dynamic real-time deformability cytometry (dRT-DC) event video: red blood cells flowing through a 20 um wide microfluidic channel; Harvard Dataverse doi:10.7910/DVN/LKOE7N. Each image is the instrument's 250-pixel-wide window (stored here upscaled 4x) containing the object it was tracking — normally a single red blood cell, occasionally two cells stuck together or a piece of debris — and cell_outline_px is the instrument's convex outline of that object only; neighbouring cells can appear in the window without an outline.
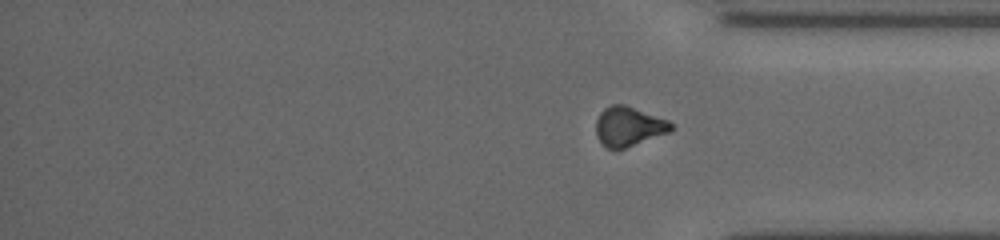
{"species": "common noctule bat (a hibernating species)", "species_latin": "Nyctalus noctula", "temperature_condition": "cold", "stored_images_in_passage": 36, "segment_of_instrument_passage": [2, 2], "camera_frame_rate_fps": 3000, "um_per_image_px": 0.085, "animal": {"sex": "female", "body_mass_g": 19.5, "forearm_length_mm": 54.1}, "frame": {"image": 1, "passage_image": 36, "time_ms": 14.333, "image_size_px": [1000, 240], "cell_outline_px": [[672, 132], [624, 148], [608, 148], [600, 144], [596, 132], [596, 120], [600, 112], [604, 108], [612, 104], [624, 104], [668, 120], [672, 124]], "centroid_in_image_um": [53.43, 10.74], "position_along_channel_um": 381.8, "area_um2": 17.28}}